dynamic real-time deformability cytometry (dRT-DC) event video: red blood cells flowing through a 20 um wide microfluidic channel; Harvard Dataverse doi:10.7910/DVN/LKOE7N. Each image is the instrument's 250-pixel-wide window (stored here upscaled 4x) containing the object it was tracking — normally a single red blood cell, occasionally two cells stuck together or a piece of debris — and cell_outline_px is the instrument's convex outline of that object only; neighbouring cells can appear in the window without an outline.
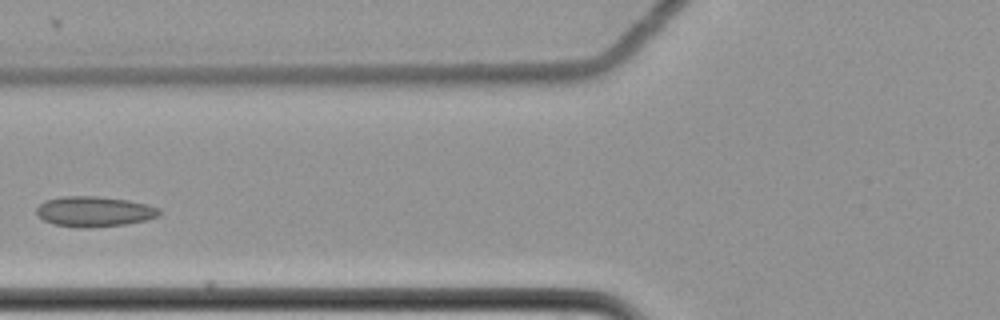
{"species": "common noctule bat (a hibernating species)", "species_latin": "Nyctalus noctula", "temperature_condition": "cold", "stored_images_in_passage": 5, "camera_frame_rate_fps": 3000, "um_per_image_px": 0.085, "animal": {"sex": "female", "body_mass_g": 22.7, "forearm_length_mm": 54.2}, "frame": {"image": 1, "passage_image": 4, "time_ms": 1.0, "image_size_px": [1000, 320], "cell_outline_px": [[160, 216], [144, 220], [124, 224], [84, 228], [56, 224], [44, 220], [36, 212], [36, 208], [44, 200], [60, 196], [96, 196], [128, 200], [148, 204], [160, 208]], "centroid_in_image_um": [8.02, 17.96], "position_along_channel_um": 117.8, "area_um2": 21.56}}